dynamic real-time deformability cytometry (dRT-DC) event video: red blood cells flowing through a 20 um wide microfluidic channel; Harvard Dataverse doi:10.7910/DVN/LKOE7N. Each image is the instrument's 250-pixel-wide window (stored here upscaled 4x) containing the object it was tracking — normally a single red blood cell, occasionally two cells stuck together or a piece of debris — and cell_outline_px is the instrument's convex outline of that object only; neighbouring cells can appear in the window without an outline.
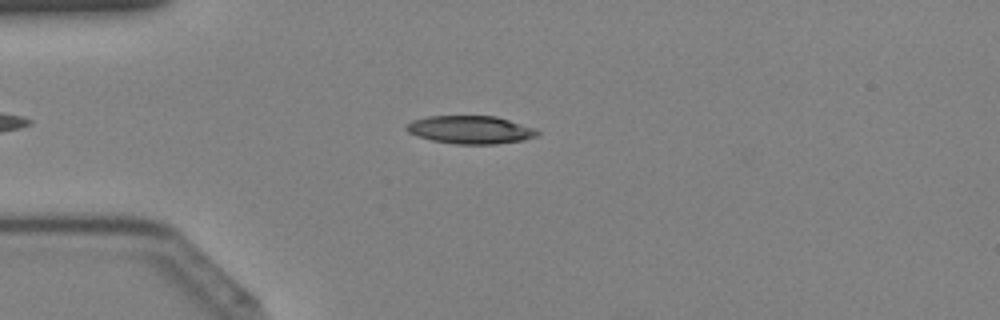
{"species": "Egyptian fruit bat (a non-hibernating species)", "species_latin": "Rousettus aegyptiacus", "temperature_condition": "cold", "stored_images_in_passage": 39, "camera_frame_rate_fps": 3000, "um_per_image_px": 0.085, "animal": {"sex": "female"}, "frame": {"image": 1, "passage_image": 8, "time_ms": 2.333, "image_size_px": [1000, 320], "cell_outline_px": [[540, 132], [536, 136], [524, 140], [496, 144], [456, 144], [432, 140], [416, 136], [408, 132], [404, 128], [412, 120], [428, 116], [496, 116], [536, 128]], "centroid_in_image_um": [39.99, 11.03], "position_along_channel_um": 45.0, "area_um2": 21.44}}
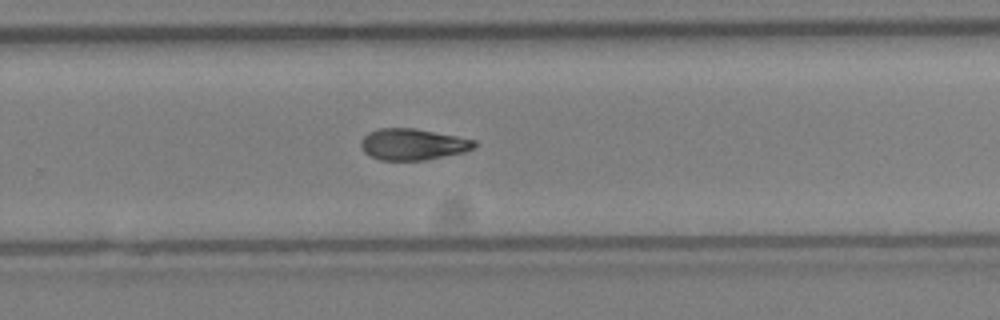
{"frame": {"image": 2, "passage_image": 25, "time_ms": 8.0, "image_size_px": [1000, 320], "cell_outline_px": [[476, 144], [472, 148], [464, 152], [424, 160], [380, 160], [364, 152], [360, 144], [360, 140], [368, 132], [380, 128], [412, 128], [456, 136], [476, 140]], "centroid_in_image_um": [35.06, 12.26], "position_along_channel_um": 294.7, "area_um2": 20.52}}
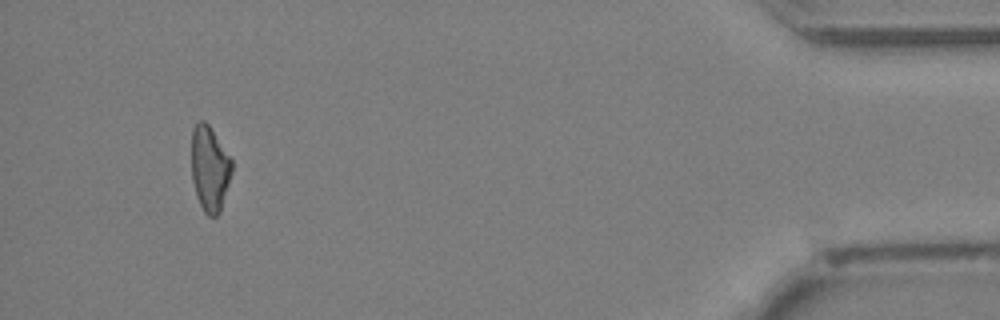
{"frame": {"image": 3, "passage_image": 37, "time_ms": 12.0, "image_size_px": [1000, 320], "cell_outline_px": [[232, 172], [220, 212], [216, 216], [208, 216], [204, 212], [196, 196], [192, 180], [192, 128], [200, 120], [204, 120], [208, 124], [232, 160]], "centroid_in_image_um": [17.82, 14.34], "position_along_channel_um": 417.4, "area_um2": 19.94}}